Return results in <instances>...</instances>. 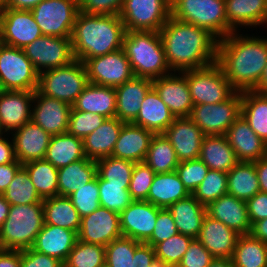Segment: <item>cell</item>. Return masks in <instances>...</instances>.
Wrapping results in <instances>:
<instances>
[{"label": "cell", "instance_id": "cell-12", "mask_svg": "<svg viewBox=\"0 0 267 267\" xmlns=\"http://www.w3.org/2000/svg\"><path fill=\"white\" fill-rule=\"evenodd\" d=\"M120 18L126 31H157L171 16L168 0H124Z\"/></svg>", "mask_w": 267, "mask_h": 267}, {"label": "cell", "instance_id": "cell-45", "mask_svg": "<svg viewBox=\"0 0 267 267\" xmlns=\"http://www.w3.org/2000/svg\"><path fill=\"white\" fill-rule=\"evenodd\" d=\"M64 267H105V246L77 239Z\"/></svg>", "mask_w": 267, "mask_h": 267}, {"label": "cell", "instance_id": "cell-52", "mask_svg": "<svg viewBox=\"0 0 267 267\" xmlns=\"http://www.w3.org/2000/svg\"><path fill=\"white\" fill-rule=\"evenodd\" d=\"M105 119L106 117L102 115L75 110L72 107L67 132L75 137L84 139L100 127Z\"/></svg>", "mask_w": 267, "mask_h": 267}, {"label": "cell", "instance_id": "cell-34", "mask_svg": "<svg viewBox=\"0 0 267 267\" xmlns=\"http://www.w3.org/2000/svg\"><path fill=\"white\" fill-rule=\"evenodd\" d=\"M199 159L210 170L228 173L239 161L225 135H205Z\"/></svg>", "mask_w": 267, "mask_h": 267}, {"label": "cell", "instance_id": "cell-65", "mask_svg": "<svg viewBox=\"0 0 267 267\" xmlns=\"http://www.w3.org/2000/svg\"><path fill=\"white\" fill-rule=\"evenodd\" d=\"M41 1L43 0H6L4 8L32 10Z\"/></svg>", "mask_w": 267, "mask_h": 267}, {"label": "cell", "instance_id": "cell-11", "mask_svg": "<svg viewBox=\"0 0 267 267\" xmlns=\"http://www.w3.org/2000/svg\"><path fill=\"white\" fill-rule=\"evenodd\" d=\"M241 102V92L236 91L224 102L194 105L189 118L204 135H225L241 115Z\"/></svg>", "mask_w": 267, "mask_h": 267}, {"label": "cell", "instance_id": "cell-71", "mask_svg": "<svg viewBox=\"0 0 267 267\" xmlns=\"http://www.w3.org/2000/svg\"><path fill=\"white\" fill-rule=\"evenodd\" d=\"M179 0H168L170 8H172Z\"/></svg>", "mask_w": 267, "mask_h": 267}, {"label": "cell", "instance_id": "cell-24", "mask_svg": "<svg viewBox=\"0 0 267 267\" xmlns=\"http://www.w3.org/2000/svg\"><path fill=\"white\" fill-rule=\"evenodd\" d=\"M239 236L236 231L206 214L197 239L214 258L231 259Z\"/></svg>", "mask_w": 267, "mask_h": 267}, {"label": "cell", "instance_id": "cell-55", "mask_svg": "<svg viewBox=\"0 0 267 267\" xmlns=\"http://www.w3.org/2000/svg\"><path fill=\"white\" fill-rule=\"evenodd\" d=\"M177 233L178 230L171 212L168 208H161L157 215L153 233L145 243L154 247L157 243L165 241Z\"/></svg>", "mask_w": 267, "mask_h": 267}, {"label": "cell", "instance_id": "cell-68", "mask_svg": "<svg viewBox=\"0 0 267 267\" xmlns=\"http://www.w3.org/2000/svg\"><path fill=\"white\" fill-rule=\"evenodd\" d=\"M208 267H234L232 259L214 258Z\"/></svg>", "mask_w": 267, "mask_h": 267}, {"label": "cell", "instance_id": "cell-15", "mask_svg": "<svg viewBox=\"0 0 267 267\" xmlns=\"http://www.w3.org/2000/svg\"><path fill=\"white\" fill-rule=\"evenodd\" d=\"M0 22L2 44L8 46L23 49L43 35L30 10L3 8Z\"/></svg>", "mask_w": 267, "mask_h": 267}, {"label": "cell", "instance_id": "cell-13", "mask_svg": "<svg viewBox=\"0 0 267 267\" xmlns=\"http://www.w3.org/2000/svg\"><path fill=\"white\" fill-rule=\"evenodd\" d=\"M23 51L38 73L67 66L75 60L71 37L42 35Z\"/></svg>", "mask_w": 267, "mask_h": 267}, {"label": "cell", "instance_id": "cell-2", "mask_svg": "<svg viewBox=\"0 0 267 267\" xmlns=\"http://www.w3.org/2000/svg\"><path fill=\"white\" fill-rule=\"evenodd\" d=\"M159 33L172 72L203 68L217 60L218 39L204 28L170 16Z\"/></svg>", "mask_w": 267, "mask_h": 267}, {"label": "cell", "instance_id": "cell-21", "mask_svg": "<svg viewBox=\"0 0 267 267\" xmlns=\"http://www.w3.org/2000/svg\"><path fill=\"white\" fill-rule=\"evenodd\" d=\"M34 94V91L0 90V122L6 134L31 121Z\"/></svg>", "mask_w": 267, "mask_h": 267}, {"label": "cell", "instance_id": "cell-28", "mask_svg": "<svg viewBox=\"0 0 267 267\" xmlns=\"http://www.w3.org/2000/svg\"><path fill=\"white\" fill-rule=\"evenodd\" d=\"M152 88V79L136 77L115 88L116 118L132 123L138 116L145 95Z\"/></svg>", "mask_w": 267, "mask_h": 267}, {"label": "cell", "instance_id": "cell-37", "mask_svg": "<svg viewBox=\"0 0 267 267\" xmlns=\"http://www.w3.org/2000/svg\"><path fill=\"white\" fill-rule=\"evenodd\" d=\"M84 157L83 139L66 132L51 137L44 159L60 169Z\"/></svg>", "mask_w": 267, "mask_h": 267}, {"label": "cell", "instance_id": "cell-64", "mask_svg": "<svg viewBox=\"0 0 267 267\" xmlns=\"http://www.w3.org/2000/svg\"><path fill=\"white\" fill-rule=\"evenodd\" d=\"M260 191L267 193V155L254 162Z\"/></svg>", "mask_w": 267, "mask_h": 267}, {"label": "cell", "instance_id": "cell-44", "mask_svg": "<svg viewBox=\"0 0 267 267\" xmlns=\"http://www.w3.org/2000/svg\"><path fill=\"white\" fill-rule=\"evenodd\" d=\"M2 195L10 205L35 204L43 201L23 166L17 171Z\"/></svg>", "mask_w": 267, "mask_h": 267}, {"label": "cell", "instance_id": "cell-9", "mask_svg": "<svg viewBox=\"0 0 267 267\" xmlns=\"http://www.w3.org/2000/svg\"><path fill=\"white\" fill-rule=\"evenodd\" d=\"M39 73L23 49L0 45V90L36 91Z\"/></svg>", "mask_w": 267, "mask_h": 267}, {"label": "cell", "instance_id": "cell-47", "mask_svg": "<svg viewBox=\"0 0 267 267\" xmlns=\"http://www.w3.org/2000/svg\"><path fill=\"white\" fill-rule=\"evenodd\" d=\"M100 206L121 214L134 200L129 185L109 184L98 175Z\"/></svg>", "mask_w": 267, "mask_h": 267}, {"label": "cell", "instance_id": "cell-56", "mask_svg": "<svg viewBox=\"0 0 267 267\" xmlns=\"http://www.w3.org/2000/svg\"><path fill=\"white\" fill-rule=\"evenodd\" d=\"M213 259L212 254L194 238L177 267H208Z\"/></svg>", "mask_w": 267, "mask_h": 267}, {"label": "cell", "instance_id": "cell-3", "mask_svg": "<svg viewBox=\"0 0 267 267\" xmlns=\"http://www.w3.org/2000/svg\"><path fill=\"white\" fill-rule=\"evenodd\" d=\"M126 33L119 15L86 14L79 11L71 35L75 60L90 58L122 49Z\"/></svg>", "mask_w": 267, "mask_h": 267}, {"label": "cell", "instance_id": "cell-10", "mask_svg": "<svg viewBox=\"0 0 267 267\" xmlns=\"http://www.w3.org/2000/svg\"><path fill=\"white\" fill-rule=\"evenodd\" d=\"M30 11L43 35L71 37L78 0H43Z\"/></svg>", "mask_w": 267, "mask_h": 267}, {"label": "cell", "instance_id": "cell-69", "mask_svg": "<svg viewBox=\"0 0 267 267\" xmlns=\"http://www.w3.org/2000/svg\"><path fill=\"white\" fill-rule=\"evenodd\" d=\"M254 91L260 93H267V64L266 67L264 68L261 80L258 86L254 89Z\"/></svg>", "mask_w": 267, "mask_h": 267}, {"label": "cell", "instance_id": "cell-39", "mask_svg": "<svg viewBox=\"0 0 267 267\" xmlns=\"http://www.w3.org/2000/svg\"><path fill=\"white\" fill-rule=\"evenodd\" d=\"M241 116L267 145V93L241 92Z\"/></svg>", "mask_w": 267, "mask_h": 267}, {"label": "cell", "instance_id": "cell-27", "mask_svg": "<svg viewBox=\"0 0 267 267\" xmlns=\"http://www.w3.org/2000/svg\"><path fill=\"white\" fill-rule=\"evenodd\" d=\"M154 133L133 123H124L112 152L113 157L144 162Z\"/></svg>", "mask_w": 267, "mask_h": 267}, {"label": "cell", "instance_id": "cell-20", "mask_svg": "<svg viewBox=\"0 0 267 267\" xmlns=\"http://www.w3.org/2000/svg\"><path fill=\"white\" fill-rule=\"evenodd\" d=\"M163 135L173 146L179 162L199 158L205 135L189 117L175 118Z\"/></svg>", "mask_w": 267, "mask_h": 267}, {"label": "cell", "instance_id": "cell-61", "mask_svg": "<svg viewBox=\"0 0 267 267\" xmlns=\"http://www.w3.org/2000/svg\"><path fill=\"white\" fill-rule=\"evenodd\" d=\"M22 166L23 164L18 160L0 165V195L6 191L15 174Z\"/></svg>", "mask_w": 267, "mask_h": 267}, {"label": "cell", "instance_id": "cell-29", "mask_svg": "<svg viewBox=\"0 0 267 267\" xmlns=\"http://www.w3.org/2000/svg\"><path fill=\"white\" fill-rule=\"evenodd\" d=\"M77 239L75 231L44 223L32 248L64 263Z\"/></svg>", "mask_w": 267, "mask_h": 267}, {"label": "cell", "instance_id": "cell-26", "mask_svg": "<svg viewBox=\"0 0 267 267\" xmlns=\"http://www.w3.org/2000/svg\"><path fill=\"white\" fill-rule=\"evenodd\" d=\"M206 210L207 215L221 221L239 235L250 234L251 223L248 218L246 201L227 193L211 202Z\"/></svg>", "mask_w": 267, "mask_h": 267}, {"label": "cell", "instance_id": "cell-22", "mask_svg": "<svg viewBox=\"0 0 267 267\" xmlns=\"http://www.w3.org/2000/svg\"><path fill=\"white\" fill-rule=\"evenodd\" d=\"M225 8L228 25L234 32H249L247 28H251L253 33L258 26L267 29V0H225Z\"/></svg>", "mask_w": 267, "mask_h": 267}, {"label": "cell", "instance_id": "cell-49", "mask_svg": "<svg viewBox=\"0 0 267 267\" xmlns=\"http://www.w3.org/2000/svg\"><path fill=\"white\" fill-rule=\"evenodd\" d=\"M227 193V173L209 169L204 180L192 195L207 207L211 202Z\"/></svg>", "mask_w": 267, "mask_h": 267}, {"label": "cell", "instance_id": "cell-4", "mask_svg": "<svg viewBox=\"0 0 267 267\" xmlns=\"http://www.w3.org/2000/svg\"><path fill=\"white\" fill-rule=\"evenodd\" d=\"M122 49L136 77L153 80L172 73L157 31H126Z\"/></svg>", "mask_w": 267, "mask_h": 267}, {"label": "cell", "instance_id": "cell-42", "mask_svg": "<svg viewBox=\"0 0 267 267\" xmlns=\"http://www.w3.org/2000/svg\"><path fill=\"white\" fill-rule=\"evenodd\" d=\"M42 199L58 196V169L45 159L23 164Z\"/></svg>", "mask_w": 267, "mask_h": 267}, {"label": "cell", "instance_id": "cell-31", "mask_svg": "<svg viewBox=\"0 0 267 267\" xmlns=\"http://www.w3.org/2000/svg\"><path fill=\"white\" fill-rule=\"evenodd\" d=\"M175 117L152 87L145 95L137 118L132 122L154 134H163Z\"/></svg>", "mask_w": 267, "mask_h": 267}, {"label": "cell", "instance_id": "cell-63", "mask_svg": "<svg viewBox=\"0 0 267 267\" xmlns=\"http://www.w3.org/2000/svg\"><path fill=\"white\" fill-rule=\"evenodd\" d=\"M0 267H21V251L0 249Z\"/></svg>", "mask_w": 267, "mask_h": 267}, {"label": "cell", "instance_id": "cell-74", "mask_svg": "<svg viewBox=\"0 0 267 267\" xmlns=\"http://www.w3.org/2000/svg\"><path fill=\"white\" fill-rule=\"evenodd\" d=\"M2 44L1 22H0V45Z\"/></svg>", "mask_w": 267, "mask_h": 267}, {"label": "cell", "instance_id": "cell-43", "mask_svg": "<svg viewBox=\"0 0 267 267\" xmlns=\"http://www.w3.org/2000/svg\"><path fill=\"white\" fill-rule=\"evenodd\" d=\"M144 162L157 174L176 171V152L163 134H154Z\"/></svg>", "mask_w": 267, "mask_h": 267}, {"label": "cell", "instance_id": "cell-5", "mask_svg": "<svg viewBox=\"0 0 267 267\" xmlns=\"http://www.w3.org/2000/svg\"><path fill=\"white\" fill-rule=\"evenodd\" d=\"M43 225V201L11 205L8 217L0 227V249L23 251L32 248Z\"/></svg>", "mask_w": 267, "mask_h": 267}, {"label": "cell", "instance_id": "cell-7", "mask_svg": "<svg viewBox=\"0 0 267 267\" xmlns=\"http://www.w3.org/2000/svg\"><path fill=\"white\" fill-rule=\"evenodd\" d=\"M88 84L85 64L74 60L67 66L39 73L37 90L45 96L67 102L72 106Z\"/></svg>", "mask_w": 267, "mask_h": 267}, {"label": "cell", "instance_id": "cell-17", "mask_svg": "<svg viewBox=\"0 0 267 267\" xmlns=\"http://www.w3.org/2000/svg\"><path fill=\"white\" fill-rule=\"evenodd\" d=\"M120 214L100 206L94 212L81 218L78 240L107 246L122 237Z\"/></svg>", "mask_w": 267, "mask_h": 267}, {"label": "cell", "instance_id": "cell-8", "mask_svg": "<svg viewBox=\"0 0 267 267\" xmlns=\"http://www.w3.org/2000/svg\"><path fill=\"white\" fill-rule=\"evenodd\" d=\"M187 85L193 105L224 102L236 92L217 62L187 70Z\"/></svg>", "mask_w": 267, "mask_h": 267}, {"label": "cell", "instance_id": "cell-6", "mask_svg": "<svg viewBox=\"0 0 267 267\" xmlns=\"http://www.w3.org/2000/svg\"><path fill=\"white\" fill-rule=\"evenodd\" d=\"M171 16L208 30L218 40L234 32L227 22L225 0H179Z\"/></svg>", "mask_w": 267, "mask_h": 267}, {"label": "cell", "instance_id": "cell-48", "mask_svg": "<svg viewBox=\"0 0 267 267\" xmlns=\"http://www.w3.org/2000/svg\"><path fill=\"white\" fill-rule=\"evenodd\" d=\"M193 239L191 236L177 233L167 240L157 243L154 246L156 259L170 267H177Z\"/></svg>", "mask_w": 267, "mask_h": 267}, {"label": "cell", "instance_id": "cell-30", "mask_svg": "<svg viewBox=\"0 0 267 267\" xmlns=\"http://www.w3.org/2000/svg\"><path fill=\"white\" fill-rule=\"evenodd\" d=\"M124 123L116 117L106 118L100 127L83 139L85 157L97 161L111 156Z\"/></svg>", "mask_w": 267, "mask_h": 267}, {"label": "cell", "instance_id": "cell-62", "mask_svg": "<svg viewBox=\"0 0 267 267\" xmlns=\"http://www.w3.org/2000/svg\"><path fill=\"white\" fill-rule=\"evenodd\" d=\"M14 142L11 134L0 137V165L16 161Z\"/></svg>", "mask_w": 267, "mask_h": 267}, {"label": "cell", "instance_id": "cell-25", "mask_svg": "<svg viewBox=\"0 0 267 267\" xmlns=\"http://www.w3.org/2000/svg\"><path fill=\"white\" fill-rule=\"evenodd\" d=\"M16 159L24 164L32 160L44 159L51 135L32 121L11 134Z\"/></svg>", "mask_w": 267, "mask_h": 267}, {"label": "cell", "instance_id": "cell-14", "mask_svg": "<svg viewBox=\"0 0 267 267\" xmlns=\"http://www.w3.org/2000/svg\"><path fill=\"white\" fill-rule=\"evenodd\" d=\"M89 83L118 87L135 75L123 49L88 59L85 63Z\"/></svg>", "mask_w": 267, "mask_h": 267}, {"label": "cell", "instance_id": "cell-19", "mask_svg": "<svg viewBox=\"0 0 267 267\" xmlns=\"http://www.w3.org/2000/svg\"><path fill=\"white\" fill-rule=\"evenodd\" d=\"M160 209L146 200H134L120 214L122 235L145 243L153 233Z\"/></svg>", "mask_w": 267, "mask_h": 267}, {"label": "cell", "instance_id": "cell-67", "mask_svg": "<svg viewBox=\"0 0 267 267\" xmlns=\"http://www.w3.org/2000/svg\"><path fill=\"white\" fill-rule=\"evenodd\" d=\"M10 206L5 197L0 195V227L8 217Z\"/></svg>", "mask_w": 267, "mask_h": 267}, {"label": "cell", "instance_id": "cell-50", "mask_svg": "<svg viewBox=\"0 0 267 267\" xmlns=\"http://www.w3.org/2000/svg\"><path fill=\"white\" fill-rule=\"evenodd\" d=\"M141 242L129 237H120L105 247V267H131L136 247Z\"/></svg>", "mask_w": 267, "mask_h": 267}, {"label": "cell", "instance_id": "cell-23", "mask_svg": "<svg viewBox=\"0 0 267 267\" xmlns=\"http://www.w3.org/2000/svg\"><path fill=\"white\" fill-rule=\"evenodd\" d=\"M240 162H256L267 155V145L240 115L225 134Z\"/></svg>", "mask_w": 267, "mask_h": 267}, {"label": "cell", "instance_id": "cell-36", "mask_svg": "<svg viewBox=\"0 0 267 267\" xmlns=\"http://www.w3.org/2000/svg\"><path fill=\"white\" fill-rule=\"evenodd\" d=\"M96 175V161L86 157L58 169V195L69 197Z\"/></svg>", "mask_w": 267, "mask_h": 267}, {"label": "cell", "instance_id": "cell-40", "mask_svg": "<svg viewBox=\"0 0 267 267\" xmlns=\"http://www.w3.org/2000/svg\"><path fill=\"white\" fill-rule=\"evenodd\" d=\"M260 191L254 162H238L227 173V192L247 201Z\"/></svg>", "mask_w": 267, "mask_h": 267}, {"label": "cell", "instance_id": "cell-32", "mask_svg": "<svg viewBox=\"0 0 267 267\" xmlns=\"http://www.w3.org/2000/svg\"><path fill=\"white\" fill-rule=\"evenodd\" d=\"M116 92L114 87L89 83L72 107L75 110L99 114L106 118L116 117Z\"/></svg>", "mask_w": 267, "mask_h": 267}, {"label": "cell", "instance_id": "cell-38", "mask_svg": "<svg viewBox=\"0 0 267 267\" xmlns=\"http://www.w3.org/2000/svg\"><path fill=\"white\" fill-rule=\"evenodd\" d=\"M44 223L75 231L81 226V217L66 196H53L43 199Z\"/></svg>", "mask_w": 267, "mask_h": 267}, {"label": "cell", "instance_id": "cell-73", "mask_svg": "<svg viewBox=\"0 0 267 267\" xmlns=\"http://www.w3.org/2000/svg\"><path fill=\"white\" fill-rule=\"evenodd\" d=\"M5 134H6V132L3 129L2 125H1V122H0V137L3 136V135H5Z\"/></svg>", "mask_w": 267, "mask_h": 267}, {"label": "cell", "instance_id": "cell-60", "mask_svg": "<svg viewBox=\"0 0 267 267\" xmlns=\"http://www.w3.org/2000/svg\"><path fill=\"white\" fill-rule=\"evenodd\" d=\"M155 258L154 247L141 242L135 249L131 267H150Z\"/></svg>", "mask_w": 267, "mask_h": 267}, {"label": "cell", "instance_id": "cell-33", "mask_svg": "<svg viewBox=\"0 0 267 267\" xmlns=\"http://www.w3.org/2000/svg\"><path fill=\"white\" fill-rule=\"evenodd\" d=\"M171 212L178 233L197 238L202 222L207 214L206 206L202 205L192 194L172 204Z\"/></svg>", "mask_w": 267, "mask_h": 267}, {"label": "cell", "instance_id": "cell-46", "mask_svg": "<svg viewBox=\"0 0 267 267\" xmlns=\"http://www.w3.org/2000/svg\"><path fill=\"white\" fill-rule=\"evenodd\" d=\"M96 165L97 174L109 184L130 185L134 162L108 156L97 160Z\"/></svg>", "mask_w": 267, "mask_h": 267}, {"label": "cell", "instance_id": "cell-51", "mask_svg": "<svg viewBox=\"0 0 267 267\" xmlns=\"http://www.w3.org/2000/svg\"><path fill=\"white\" fill-rule=\"evenodd\" d=\"M69 198L81 218L98 209L100 207L98 174L92 181L72 193Z\"/></svg>", "mask_w": 267, "mask_h": 267}, {"label": "cell", "instance_id": "cell-16", "mask_svg": "<svg viewBox=\"0 0 267 267\" xmlns=\"http://www.w3.org/2000/svg\"><path fill=\"white\" fill-rule=\"evenodd\" d=\"M152 87L175 118L190 116L194 105L187 85V71L155 78Z\"/></svg>", "mask_w": 267, "mask_h": 267}, {"label": "cell", "instance_id": "cell-58", "mask_svg": "<svg viewBox=\"0 0 267 267\" xmlns=\"http://www.w3.org/2000/svg\"><path fill=\"white\" fill-rule=\"evenodd\" d=\"M21 267H64V264L57 258L28 248L21 251Z\"/></svg>", "mask_w": 267, "mask_h": 267}, {"label": "cell", "instance_id": "cell-41", "mask_svg": "<svg viewBox=\"0 0 267 267\" xmlns=\"http://www.w3.org/2000/svg\"><path fill=\"white\" fill-rule=\"evenodd\" d=\"M231 259L234 267H267V243L251 234L240 235Z\"/></svg>", "mask_w": 267, "mask_h": 267}, {"label": "cell", "instance_id": "cell-1", "mask_svg": "<svg viewBox=\"0 0 267 267\" xmlns=\"http://www.w3.org/2000/svg\"><path fill=\"white\" fill-rule=\"evenodd\" d=\"M232 32L218 40L217 60L236 91L254 90L267 64V36Z\"/></svg>", "mask_w": 267, "mask_h": 267}, {"label": "cell", "instance_id": "cell-70", "mask_svg": "<svg viewBox=\"0 0 267 267\" xmlns=\"http://www.w3.org/2000/svg\"><path fill=\"white\" fill-rule=\"evenodd\" d=\"M150 267H170V266L166 265L161 260L155 258L154 261L151 263Z\"/></svg>", "mask_w": 267, "mask_h": 267}, {"label": "cell", "instance_id": "cell-57", "mask_svg": "<svg viewBox=\"0 0 267 267\" xmlns=\"http://www.w3.org/2000/svg\"><path fill=\"white\" fill-rule=\"evenodd\" d=\"M124 0H78L79 11L96 15H120Z\"/></svg>", "mask_w": 267, "mask_h": 267}, {"label": "cell", "instance_id": "cell-59", "mask_svg": "<svg viewBox=\"0 0 267 267\" xmlns=\"http://www.w3.org/2000/svg\"><path fill=\"white\" fill-rule=\"evenodd\" d=\"M246 204L251 225L267 218V193L259 191Z\"/></svg>", "mask_w": 267, "mask_h": 267}, {"label": "cell", "instance_id": "cell-72", "mask_svg": "<svg viewBox=\"0 0 267 267\" xmlns=\"http://www.w3.org/2000/svg\"><path fill=\"white\" fill-rule=\"evenodd\" d=\"M6 0H0V12L5 7Z\"/></svg>", "mask_w": 267, "mask_h": 267}, {"label": "cell", "instance_id": "cell-35", "mask_svg": "<svg viewBox=\"0 0 267 267\" xmlns=\"http://www.w3.org/2000/svg\"><path fill=\"white\" fill-rule=\"evenodd\" d=\"M190 193L185 188L176 171L155 174L147 200L159 208H169L178 200L188 197Z\"/></svg>", "mask_w": 267, "mask_h": 267}, {"label": "cell", "instance_id": "cell-66", "mask_svg": "<svg viewBox=\"0 0 267 267\" xmlns=\"http://www.w3.org/2000/svg\"><path fill=\"white\" fill-rule=\"evenodd\" d=\"M250 234L264 243H267V218L251 225Z\"/></svg>", "mask_w": 267, "mask_h": 267}, {"label": "cell", "instance_id": "cell-54", "mask_svg": "<svg viewBox=\"0 0 267 267\" xmlns=\"http://www.w3.org/2000/svg\"><path fill=\"white\" fill-rule=\"evenodd\" d=\"M155 172L145 163H135L129 185L133 200H147Z\"/></svg>", "mask_w": 267, "mask_h": 267}, {"label": "cell", "instance_id": "cell-53", "mask_svg": "<svg viewBox=\"0 0 267 267\" xmlns=\"http://www.w3.org/2000/svg\"><path fill=\"white\" fill-rule=\"evenodd\" d=\"M208 171V166L199 158L179 162L176 167V172L180 180L190 194H193L196 188L201 184Z\"/></svg>", "mask_w": 267, "mask_h": 267}, {"label": "cell", "instance_id": "cell-18", "mask_svg": "<svg viewBox=\"0 0 267 267\" xmlns=\"http://www.w3.org/2000/svg\"><path fill=\"white\" fill-rule=\"evenodd\" d=\"M72 106L67 102L51 98L35 91L31 121L51 136L68 131Z\"/></svg>", "mask_w": 267, "mask_h": 267}]
</instances>
